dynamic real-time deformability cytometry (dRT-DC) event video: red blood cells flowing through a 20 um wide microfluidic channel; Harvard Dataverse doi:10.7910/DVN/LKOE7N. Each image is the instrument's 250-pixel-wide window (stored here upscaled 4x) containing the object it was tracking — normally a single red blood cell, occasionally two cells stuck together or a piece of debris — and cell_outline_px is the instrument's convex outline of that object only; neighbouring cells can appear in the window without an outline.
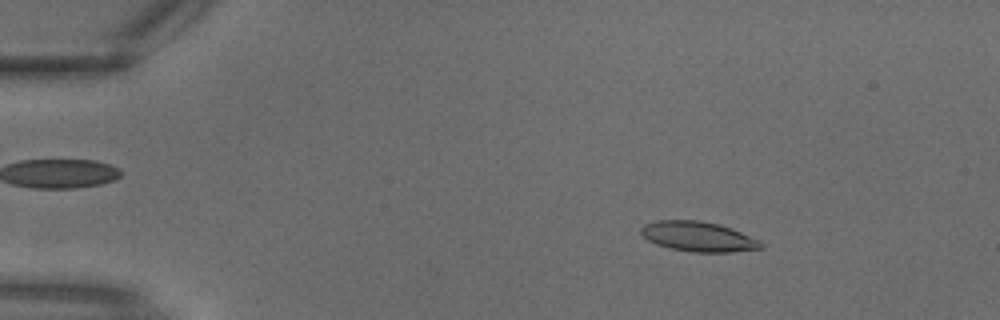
{"species": "common noctule bat (a hibernating species)", "species_latin": "Nyctalus noctula", "temperature_condition": "warm", "stored_images_in_passage": 21, "camera_frame_rate_fps": 3000, "um_per_image_px": 0.085, "animal": {"sex": "male", "body_mass_g": 18.8}, "frame": {"image": 1, "passage_image": 3, "time_ms": 0.667, "image_size_px": [1000, 320], "cell_outline_px": [[764, 248], [732, 252], [692, 252], [672, 248], [656, 244], [648, 240], [640, 232], [640, 228], [644, 224], [656, 220], [700, 220], [720, 224], [732, 228], [760, 240], [764, 244]], "centroid_in_image_um": [59.38, 20.1], "position_along_channel_um": 25.6, "area_um2": 21.1}}
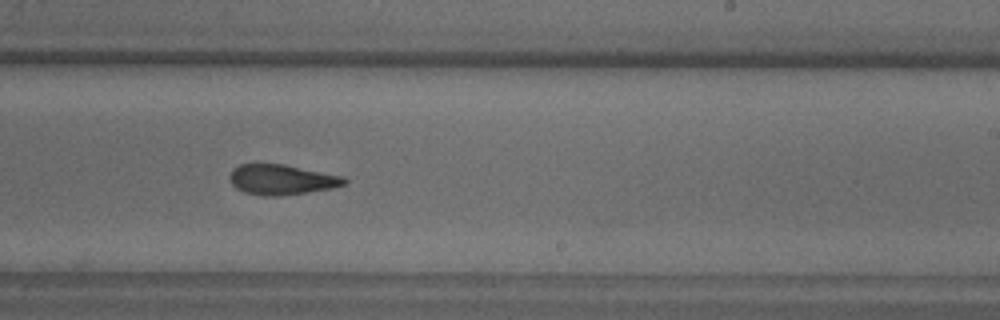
{"frame": {"image": 2, "passage_image": 17, "time_ms": 5.333, "image_size_px": [1000, 320], "cell_outline_px": [[348, 184], [332, 188], [280, 196], [264, 196], [244, 192], [236, 188], [232, 184], [228, 176], [232, 168], [240, 164], [284, 164], [344, 176], [348, 180]], "centroid_in_image_um": [23.94, 15.26], "position_along_channel_um": 265.1, "area_um2": 20.35}}
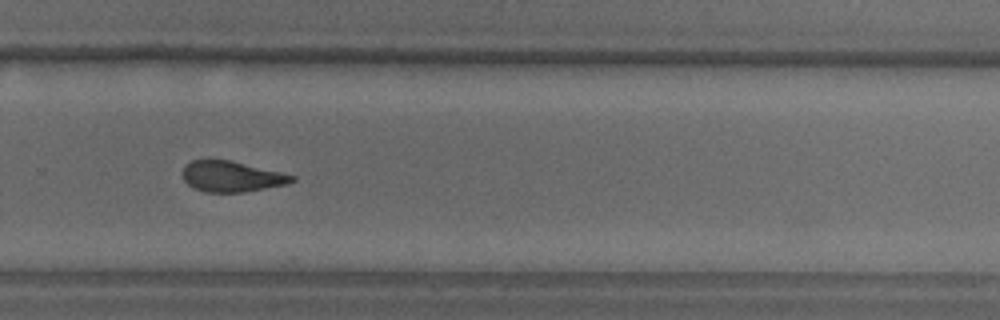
{"frame": {"image": 3, "passage_image": 19, "time_ms": 6.0, "image_size_px": [1000, 320], "cell_outline_px": [[296, 180], [288, 184], [244, 192], [204, 192], [192, 188], [184, 180], [184, 164], [192, 160], [228, 160], [280, 172], [296, 176]], "centroid_in_image_um": [19.68, 15.01], "position_along_channel_um": 310.1, "area_um2": 19.42}}